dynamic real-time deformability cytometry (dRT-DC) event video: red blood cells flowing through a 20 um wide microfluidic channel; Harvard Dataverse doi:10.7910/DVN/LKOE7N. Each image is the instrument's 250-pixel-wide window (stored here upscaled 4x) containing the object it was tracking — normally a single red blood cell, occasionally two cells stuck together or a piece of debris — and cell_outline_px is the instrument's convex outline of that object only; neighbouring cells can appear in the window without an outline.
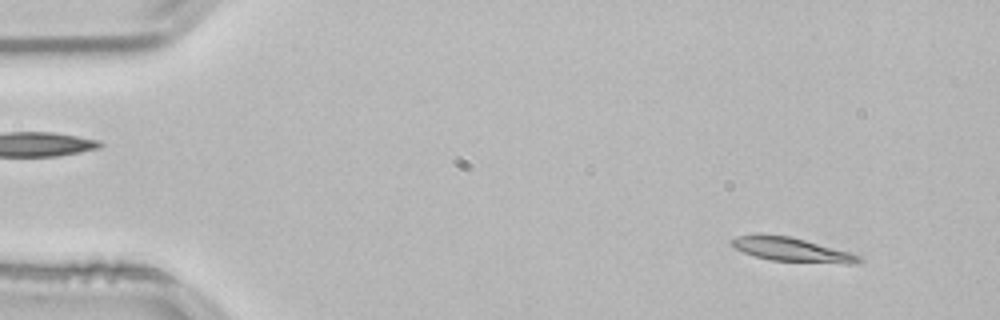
{"species": "common noctule bat (a hibernating species)", "species_latin": "Nyctalus noctula", "temperature_condition": "room temperature", "stored_images_in_passage": 53, "camera_frame_rate_fps": 3000, "um_per_image_px": 0.085, "animal": {"sex": "male", "body_mass_g": 21.5, "forearm_length_mm": 52.0}, "frame": {"image": 1, "passage_image": 5, "time_ms": 1.333, "image_size_px": [1000, 320], "cell_outline_px": [[864, 260], [856, 264], [844, 264], [768, 260], [744, 252], [736, 248], [732, 244], [732, 240], [736, 236], [760, 232], [788, 236], [804, 240], [848, 252], [860, 256]], "centroid_in_image_um": [67.28, 21.21], "position_along_channel_um": 17.7, "area_um2": 17.86}}
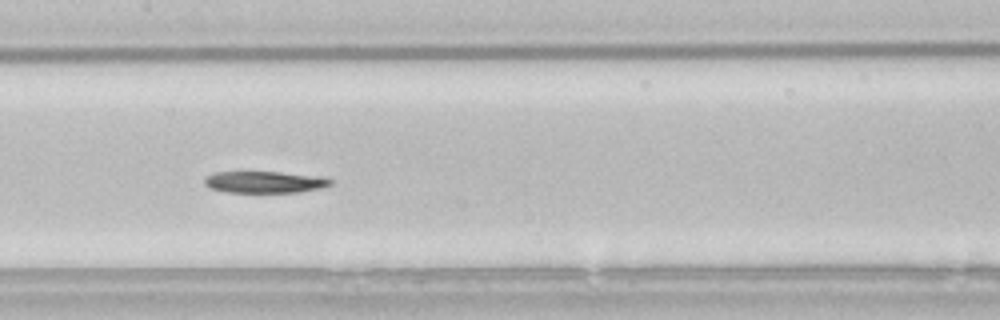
{"frame": {"image": 2, "passage_image": 26, "time_ms": 8.333, "image_size_px": [1000, 320], "cell_outline_px": [[332, 184], [320, 188], [300, 192], [224, 192], [208, 188], [204, 184], [204, 176], [212, 172], [280, 172], [320, 176], [332, 180]], "centroid_in_image_um": [22.43, 15.47], "position_along_channel_um": 185.0, "area_um2": 16.07}}
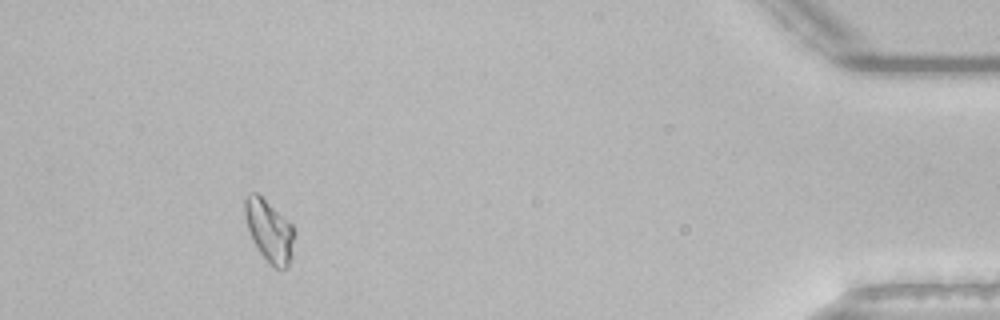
{"frame": {"image": 3, "passage_image": 49, "time_ms": 16.0, "image_size_px": [1000, 320], "cell_outline_px": [[296, 236], [292, 256], [288, 268], [272, 268], [260, 252], [252, 240], [244, 216], [244, 200], [248, 192], [256, 192], [288, 220], [292, 224], [296, 232]], "centroid_in_image_um": [22.91, 19.63], "position_along_channel_um": 412.3, "area_um2": 18.21}}